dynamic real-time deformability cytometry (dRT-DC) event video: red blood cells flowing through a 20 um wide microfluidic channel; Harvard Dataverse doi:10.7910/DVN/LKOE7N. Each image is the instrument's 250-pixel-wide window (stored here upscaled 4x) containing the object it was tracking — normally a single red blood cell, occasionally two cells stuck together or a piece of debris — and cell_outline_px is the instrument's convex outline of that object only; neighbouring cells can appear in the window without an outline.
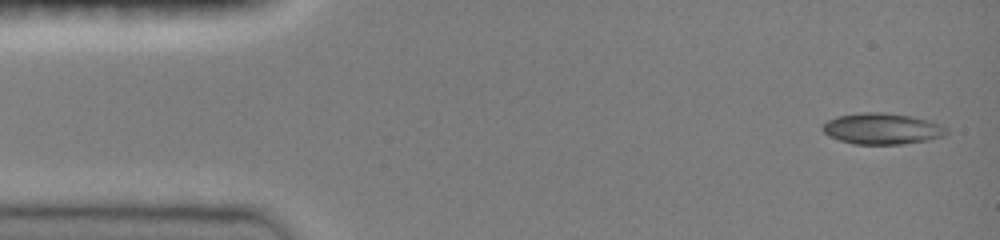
{"species": "common noctule bat (a hibernating species)", "species_latin": "Nyctalus noctula", "temperature_condition": "room temperature", "stored_images_in_passage": 23, "camera_frame_rate_fps": 3000, "um_per_image_px": 0.085, "animal": {"sex": "female", "body_mass_g": 19.0, "forearm_length_mm": 51.5}, "frame": {"image": 1, "passage_image": 1, "time_ms": 0.0, "image_size_px": [1000, 240], "cell_outline_px": [[948, 132], [944, 136], [928, 140], [904, 144], [852, 144], [828, 136], [820, 128], [828, 120], [836, 116], [864, 112], [884, 112], [912, 116], [928, 120], [940, 124], [948, 128]], "centroid_in_image_um": [74.98, 10.94], "position_along_channel_um": 10.0, "area_um2": 22.66}}
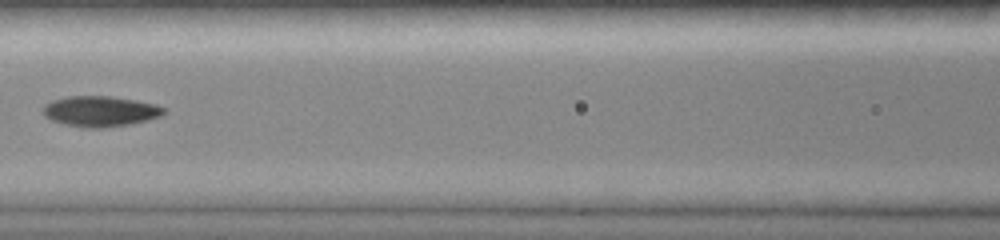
{"frame": {"image": 2, "passage_image": 10, "time_ms": 6.333, "image_size_px": [1000, 240], "cell_outline_px": [[168, 112], [160, 116], [148, 120], [132, 124], [104, 128], [84, 128], [64, 124], [52, 120], [44, 116], [40, 112], [44, 104], [52, 100], [68, 96], [112, 96], [156, 104], [164, 108]], "centroid_in_image_um": [8.5, 9.46], "position_along_channel_um": 158.1, "area_um2": 21.85}}
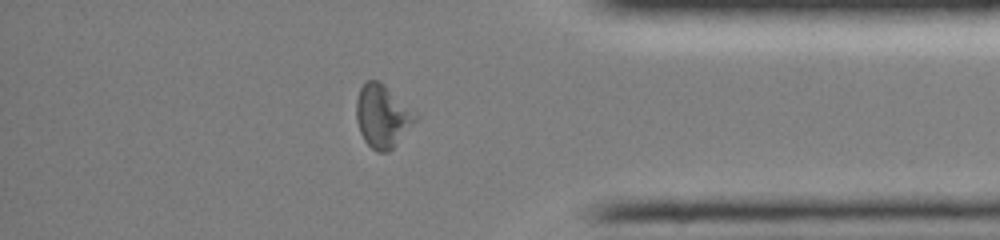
{"frame": {"image": 3, "passage_image": 20, "time_ms": 12.667, "image_size_px": [1000, 240], "cell_outline_px": [[420, 116], [392, 148], [388, 152], [376, 152], [364, 140], [360, 132], [356, 120], [356, 100], [360, 88], [368, 80], [380, 80], [416, 112]], "centroid_in_image_um": [32.51, 9.85], "position_along_channel_um": 402.7, "area_um2": 21.68}, "authors_computed_cell_mechanics": {"area_um2": 20.9814, "velocity_mm_per_s": 4.0264, "shape_relaxation_time_tau1_ms": 6.7139, "shape_relaxation_time_tau2_ms": 3.1912, "deformation_change_tau1": 0.1898, "deformation_change_tau2": 0.0799}}